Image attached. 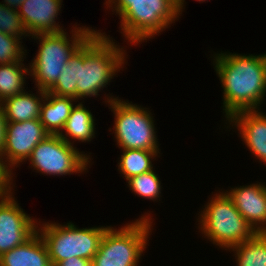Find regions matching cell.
I'll list each match as a JSON object with an SVG mask.
<instances>
[{
  "label": "cell",
  "instance_id": "1",
  "mask_svg": "<svg viewBox=\"0 0 266 266\" xmlns=\"http://www.w3.org/2000/svg\"><path fill=\"white\" fill-rule=\"evenodd\" d=\"M213 65L223 88L226 121L235 113L259 110L266 96V54H213Z\"/></svg>",
  "mask_w": 266,
  "mask_h": 266
},
{
  "label": "cell",
  "instance_id": "2",
  "mask_svg": "<svg viewBox=\"0 0 266 266\" xmlns=\"http://www.w3.org/2000/svg\"><path fill=\"white\" fill-rule=\"evenodd\" d=\"M104 34L96 30L75 51L77 101L98 96L124 67L126 50Z\"/></svg>",
  "mask_w": 266,
  "mask_h": 266
},
{
  "label": "cell",
  "instance_id": "3",
  "mask_svg": "<svg viewBox=\"0 0 266 266\" xmlns=\"http://www.w3.org/2000/svg\"><path fill=\"white\" fill-rule=\"evenodd\" d=\"M105 4L119 15L121 33L134 46L165 31L180 16L175 0H107Z\"/></svg>",
  "mask_w": 266,
  "mask_h": 266
},
{
  "label": "cell",
  "instance_id": "4",
  "mask_svg": "<svg viewBox=\"0 0 266 266\" xmlns=\"http://www.w3.org/2000/svg\"><path fill=\"white\" fill-rule=\"evenodd\" d=\"M72 28L71 38L64 30L31 37L40 42L37 54L29 64V75L35 80V88L48 91L63 73L72 54L96 31L86 26L75 25Z\"/></svg>",
  "mask_w": 266,
  "mask_h": 266
},
{
  "label": "cell",
  "instance_id": "5",
  "mask_svg": "<svg viewBox=\"0 0 266 266\" xmlns=\"http://www.w3.org/2000/svg\"><path fill=\"white\" fill-rule=\"evenodd\" d=\"M152 223L147 213L119 229L110 225L102 236L92 266H138L148 245Z\"/></svg>",
  "mask_w": 266,
  "mask_h": 266
},
{
  "label": "cell",
  "instance_id": "6",
  "mask_svg": "<svg viewBox=\"0 0 266 266\" xmlns=\"http://www.w3.org/2000/svg\"><path fill=\"white\" fill-rule=\"evenodd\" d=\"M200 212L198 229L221 249L228 251L256 234L226 192L215 193Z\"/></svg>",
  "mask_w": 266,
  "mask_h": 266
},
{
  "label": "cell",
  "instance_id": "7",
  "mask_svg": "<svg viewBox=\"0 0 266 266\" xmlns=\"http://www.w3.org/2000/svg\"><path fill=\"white\" fill-rule=\"evenodd\" d=\"M108 227H86L81 229L72 222L65 225L56 222H45L42 225L37 223V231L46 244L53 266L73 257L92 261Z\"/></svg>",
  "mask_w": 266,
  "mask_h": 266
},
{
  "label": "cell",
  "instance_id": "8",
  "mask_svg": "<svg viewBox=\"0 0 266 266\" xmlns=\"http://www.w3.org/2000/svg\"><path fill=\"white\" fill-rule=\"evenodd\" d=\"M105 96V103L114 114L113 133L117 145L121 149H140L148 151H160L158 137L154 124V116L147 110L136 104L123 101L112 95Z\"/></svg>",
  "mask_w": 266,
  "mask_h": 266
},
{
  "label": "cell",
  "instance_id": "9",
  "mask_svg": "<svg viewBox=\"0 0 266 266\" xmlns=\"http://www.w3.org/2000/svg\"><path fill=\"white\" fill-rule=\"evenodd\" d=\"M80 152L59 135H48L27 159L34 170L46 175H71L88 171L90 155Z\"/></svg>",
  "mask_w": 266,
  "mask_h": 266
},
{
  "label": "cell",
  "instance_id": "10",
  "mask_svg": "<svg viewBox=\"0 0 266 266\" xmlns=\"http://www.w3.org/2000/svg\"><path fill=\"white\" fill-rule=\"evenodd\" d=\"M13 196H0V256L23 244L37 231V220L24 212Z\"/></svg>",
  "mask_w": 266,
  "mask_h": 266
},
{
  "label": "cell",
  "instance_id": "11",
  "mask_svg": "<svg viewBox=\"0 0 266 266\" xmlns=\"http://www.w3.org/2000/svg\"><path fill=\"white\" fill-rule=\"evenodd\" d=\"M50 135L40 119L24 122H7L3 156L6 164L13 170L27 161L35 146Z\"/></svg>",
  "mask_w": 266,
  "mask_h": 266
},
{
  "label": "cell",
  "instance_id": "12",
  "mask_svg": "<svg viewBox=\"0 0 266 266\" xmlns=\"http://www.w3.org/2000/svg\"><path fill=\"white\" fill-rule=\"evenodd\" d=\"M236 209L255 230L266 233V185L253 183L225 191Z\"/></svg>",
  "mask_w": 266,
  "mask_h": 266
},
{
  "label": "cell",
  "instance_id": "13",
  "mask_svg": "<svg viewBox=\"0 0 266 266\" xmlns=\"http://www.w3.org/2000/svg\"><path fill=\"white\" fill-rule=\"evenodd\" d=\"M229 127H236L238 135L259 162L266 164V113L259 110H245L227 120Z\"/></svg>",
  "mask_w": 266,
  "mask_h": 266
},
{
  "label": "cell",
  "instance_id": "14",
  "mask_svg": "<svg viewBox=\"0 0 266 266\" xmlns=\"http://www.w3.org/2000/svg\"><path fill=\"white\" fill-rule=\"evenodd\" d=\"M62 2V0H25L21 4L18 12L30 36L65 30L56 23Z\"/></svg>",
  "mask_w": 266,
  "mask_h": 266
},
{
  "label": "cell",
  "instance_id": "15",
  "mask_svg": "<svg viewBox=\"0 0 266 266\" xmlns=\"http://www.w3.org/2000/svg\"><path fill=\"white\" fill-rule=\"evenodd\" d=\"M1 266H53L48 249L39 232L36 231L23 244L0 256Z\"/></svg>",
  "mask_w": 266,
  "mask_h": 266
},
{
  "label": "cell",
  "instance_id": "16",
  "mask_svg": "<svg viewBox=\"0 0 266 266\" xmlns=\"http://www.w3.org/2000/svg\"><path fill=\"white\" fill-rule=\"evenodd\" d=\"M76 99L59 96L46 91L45 98L41 105L40 122L50 135H59L70 116Z\"/></svg>",
  "mask_w": 266,
  "mask_h": 266
},
{
  "label": "cell",
  "instance_id": "17",
  "mask_svg": "<svg viewBox=\"0 0 266 266\" xmlns=\"http://www.w3.org/2000/svg\"><path fill=\"white\" fill-rule=\"evenodd\" d=\"M37 95L25 91L1 102L7 122H24L40 118L46 91L37 89Z\"/></svg>",
  "mask_w": 266,
  "mask_h": 266
},
{
  "label": "cell",
  "instance_id": "18",
  "mask_svg": "<svg viewBox=\"0 0 266 266\" xmlns=\"http://www.w3.org/2000/svg\"><path fill=\"white\" fill-rule=\"evenodd\" d=\"M82 103L83 101L72 108L63 130L59 134V136L70 145H74L73 143L76 140L85 143L90 142L95 137L96 124L94 116ZM64 131L65 134L63 133ZM69 139H71V141ZM72 140L75 141L72 142Z\"/></svg>",
  "mask_w": 266,
  "mask_h": 266
},
{
  "label": "cell",
  "instance_id": "19",
  "mask_svg": "<svg viewBox=\"0 0 266 266\" xmlns=\"http://www.w3.org/2000/svg\"><path fill=\"white\" fill-rule=\"evenodd\" d=\"M228 250L234 252L237 266H266V233H256Z\"/></svg>",
  "mask_w": 266,
  "mask_h": 266
},
{
  "label": "cell",
  "instance_id": "20",
  "mask_svg": "<svg viewBox=\"0 0 266 266\" xmlns=\"http://www.w3.org/2000/svg\"><path fill=\"white\" fill-rule=\"evenodd\" d=\"M123 153L120 155L118 162V171L125 177L126 182L133 176L149 172L153 168L151 160H155L160 154L159 151H148L140 149H121Z\"/></svg>",
  "mask_w": 266,
  "mask_h": 266
},
{
  "label": "cell",
  "instance_id": "21",
  "mask_svg": "<svg viewBox=\"0 0 266 266\" xmlns=\"http://www.w3.org/2000/svg\"><path fill=\"white\" fill-rule=\"evenodd\" d=\"M23 61L0 64V102L25 91V76L29 75V65L25 66Z\"/></svg>",
  "mask_w": 266,
  "mask_h": 266
},
{
  "label": "cell",
  "instance_id": "22",
  "mask_svg": "<svg viewBox=\"0 0 266 266\" xmlns=\"http://www.w3.org/2000/svg\"><path fill=\"white\" fill-rule=\"evenodd\" d=\"M151 170L140 175H136L128 179V187L134 194L139 197L157 201L161 197V181L158 174Z\"/></svg>",
  "mask_w": 266,
  "mask_h": 266
},
{
  "label": "cell",
  "instance_id": "23",
  "mask_svg": "<svg viewBox=\"0 0 266 266\" xmlns=\"http://www.w3.org/2000/svg\"><path fill=\"white\" fill-rule=\"evenodd\" d=\"M63 73L56 83L47 91L59 96L71 97L77 100V84L75 74V52L64 65Z\"/></svg>",
  "mask_w": 266,
  "mask_h": 266
},
{
  "label": "cell",
  "instance_id": "24",
  "mask_svg": "<svg viewBox=\"0 0 266 266\" xmlns=\"http://www.w3.org/2000/svg\"><path fill=\"white\" fill-rule=\"evenodd\" d=\"M0 32L20 39L30 37L17 9L9 8L0 3Z\"/></svg>",
  "mask_w": 266,
  "mask_h": 266
},
{
  "label": "cell",
  "instance_id": "25",
  "mask_svg": "<svg viewBox=\"0 0 266 266\" xmlns=\"http://www.w3.org/2000/svg\"><path fill=\"white\" fill-rule=\"evenodd\" d=\"M22 43V39L0 32V64H12L24 60L27 51Z\"/></svg>",
  "mask_w": 266,
  "mask_h": 266
},
{
  "label": "cell",
  "instance_id": "26",
  "mask_svg": "<svg viewBox=\"0 0 266 266\" xmlns=\"http://www.w3.org/2000/svg\"><path fill=\"white\" fill-rule=\"evenodd\" d=\"M12 169L6 164L3 153L0 152V196L13 194V176Z\"/></svg>",
  "mask_w": 266,
  "mask_h": 266
},
{
  "label": "cell",
  "instance_id": "27",
  "mask_svg": "<svg viewBox=\"0 0 266 266\" xmlns=\"http://www.w3.org/2000/svg\"><path fill=\"white\" fill-rule=\"evenodd\" d=\"M55 266H92V261L80 257H73L58 262Z\"/></svg>",
  "mask_w": 266,
  "mask_h": 266
},
{
  "label": "cell",
  "instance_id": "28",
  "mask_svg": "<svg viewBox=\"0 0 266 266\" xmlns=\"http://www.w3.org/2000/svg\"><path fill=\"white\" fill-rule=\"evenodd\" d=\"M6 124H7V120L5 117L2 104L0 102V152L3 151V146L5 142Z\"/></svg>",
  "mask_w": 266,
  "mask_h": 266
},
{
  "label": "cell",
  "instance_id": "29",
  "mask_svg": "<svg viewBox=\"0 0 266 266\" xmlns=\"http://www.w3.org/2000/svg\"><path fill=\"white\" fill-rule=\"evenodd\" d=\"M24 1L25 0H4L3 5L18 10Z\"/></svg>",
  "mask_w": 266,
  "mask_h": 266
},
{
  "label": "cell",
  "instance_id": "30",
  "mask_svg": "<svg viewBox=\"0 0 266 266\" xmlns=\"http://www.w3.org/2000/svg\"><path fill=\"white\" fill-rule=\"evenodd\" d=\"M196 1H199V2H205V0H196ZM185 0H175V3H176V8H177V11L180 14H182V9H184L183 7L185 6L184 3Z\"/></svg>",
  "mask_w": 266,
  "mask_h": 266
}]
</instances>
